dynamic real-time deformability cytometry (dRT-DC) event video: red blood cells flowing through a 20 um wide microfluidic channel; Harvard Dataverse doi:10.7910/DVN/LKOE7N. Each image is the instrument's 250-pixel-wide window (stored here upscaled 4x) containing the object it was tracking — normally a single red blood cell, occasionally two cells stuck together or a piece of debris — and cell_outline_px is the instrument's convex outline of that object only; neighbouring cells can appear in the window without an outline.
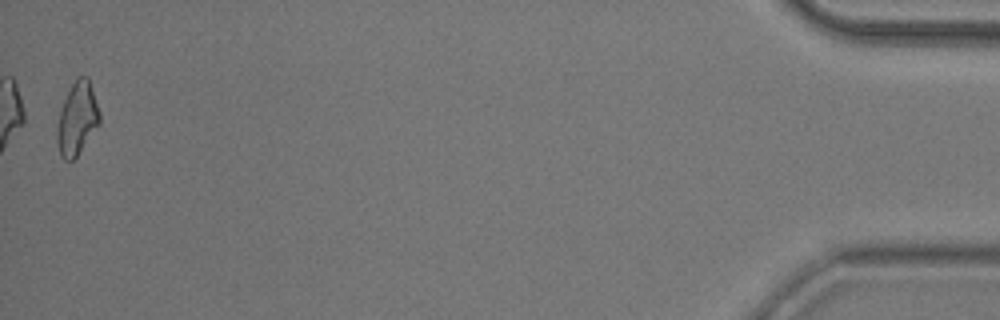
{"species": "common noctule bat (a hibernating species)", "species_latin": "Nyctalus noctula", "temperature_condition": "room temperature", "stored_images_in_passage": 36, "camera_frame_rate_fps": 3000, "um_per_image_px": 0.085, "animal": {"sex": "male", "body_mass_g": 20.5, "forearm_length_mm": 52.5}, "frame": {"image": 1, "passage_image": 36, "time_ms": 11.667, "image_size_px": [1000, 320], "cell_outline_px": [[100, 124], [76, 156], [72, 160], [64, 160], [60, 156], [56, 140], [56, 132], [60, 112], [64, 100], [76, 76], [88, 76], [100, 112]], "centroid_in_image_um": [6.56, 10.08], "position_along_channel_um": 428.6, "area_um2": 17.98}, "authors_computed_cell_mechanics": {"area_um2": 17.9758, "velocity_mm_per_s": 3.797, "shape_relaxation_time_tau1_ms": 5.3708, "shape_relaxation_time_tau2_ms": 6.3009, "deformation_change_tau1": 0.1593, "deformation_change_tau2": 0.1477}}